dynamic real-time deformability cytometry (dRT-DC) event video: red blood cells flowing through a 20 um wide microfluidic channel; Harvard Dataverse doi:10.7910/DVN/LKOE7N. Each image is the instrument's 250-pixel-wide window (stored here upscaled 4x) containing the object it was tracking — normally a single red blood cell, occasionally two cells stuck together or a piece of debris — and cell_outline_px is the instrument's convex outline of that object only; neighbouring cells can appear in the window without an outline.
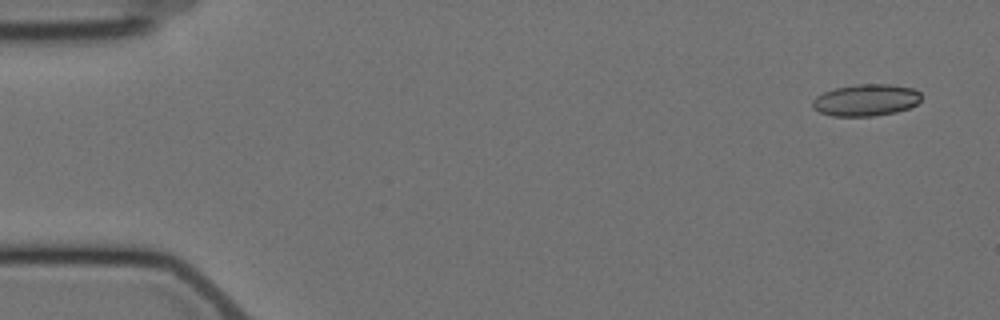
{"species": "Egyptian fruit bat (a non-hibernating species)", "species_latin": "Rousettus aegyptiacus", "temperature_condition": "cold", "stored_images_in_passage": 4, "camera_frame_rate_fps": 3000, "um_per_image_px": 0.085, "animal": {"sex": "female"}, "frame": {"image": 1, "passage_image": 1, "time_ms": 0.0, "image_size_px": [1000, 320], "cell_outline_px": [[920, 100], [916, 104], [908, 108], [896, 112], [872, 116], [832, 116], [820, 112], [812, 108], [812, 100], [816, 96], [824, 92], [836, 88], [856, 84], [888, 84], [912, 88], [920, 92]], "centroid_in_image_um": [73.58, 8.51], "position_along_channel_um": 11.4, "area_um2": 20.11}}